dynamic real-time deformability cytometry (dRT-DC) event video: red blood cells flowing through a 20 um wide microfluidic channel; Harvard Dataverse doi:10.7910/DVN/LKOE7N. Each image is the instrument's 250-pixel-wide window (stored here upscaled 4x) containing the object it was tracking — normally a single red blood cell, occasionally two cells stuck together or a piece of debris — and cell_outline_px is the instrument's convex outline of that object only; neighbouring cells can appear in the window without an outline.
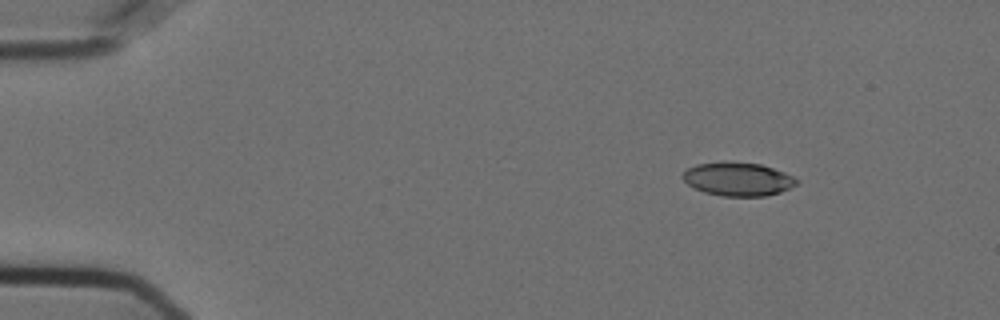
{"species": "Egyptian fruit bat (a non-hibernating species)", "species_latin": "Rousettus aegyptiacus", "temperature_condition": "cold", "stored_images_in_passage": 9, "camera_frame_rate_fps": 3000, "um_per_image_px": 0.085, "animal": {"sex": "female"}, "frame": {"image": 1, "passage_image": 1, "time_ms": 0.0, "image_size_px": [1000, 320], "cell_outline_px": [[800, 180], [796, 184], [780, 192], [764, 196], [724, 196], [704, 192], [688, 184], [680, 176], [688, 168], [696, 164], [724, 160], [728, 160], [760, 164], [784, 172]], "centroid_in_image_um": [62.7, 15.2], "position_along_channel_um": 22.3, "area_um2": 22.37}}